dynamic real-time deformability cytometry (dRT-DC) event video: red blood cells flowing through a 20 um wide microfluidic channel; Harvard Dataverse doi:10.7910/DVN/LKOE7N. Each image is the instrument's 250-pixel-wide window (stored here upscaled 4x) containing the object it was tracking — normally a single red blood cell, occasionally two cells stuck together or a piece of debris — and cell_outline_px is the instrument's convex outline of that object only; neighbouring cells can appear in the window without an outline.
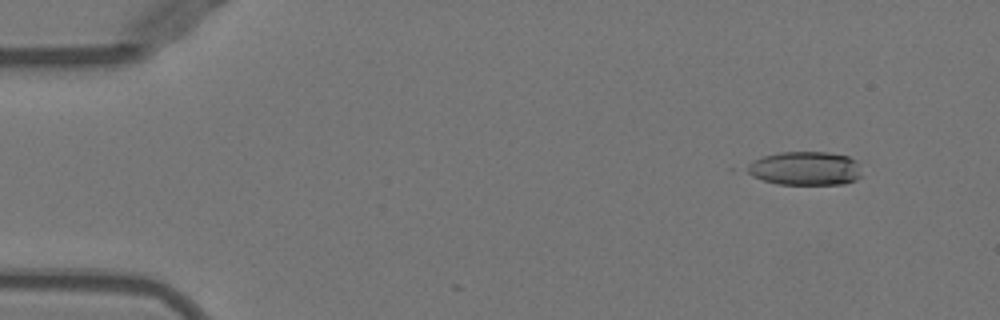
{"species": "Egyptian fruit bat (a non-hibernating species)", "species_latin": "Rousettus aegyptiacus", "temperature_condition": "warm", "stored_images_in_passage": 10, "camera_frame_rate_fps": 3000, "um_per_image_px": 0.085, "animal": {"sex": "female"}, "frame": {"image": 1, "passage_image": 3, "time_ms": 0.667, "image_size_px": [1000, 320], "cell_outline_px": [[860, 176], [856, 180], [844, 184], [776, 184], [752, 176], [740, 168], [752, 160], [764, 156], [780, 152], [828, 152], [848, 156], [856, 160]], "centroid_in_image_um": [68.35, 14.31], "position_along_channel_um": 16.6, "area_um2": 22.77}}